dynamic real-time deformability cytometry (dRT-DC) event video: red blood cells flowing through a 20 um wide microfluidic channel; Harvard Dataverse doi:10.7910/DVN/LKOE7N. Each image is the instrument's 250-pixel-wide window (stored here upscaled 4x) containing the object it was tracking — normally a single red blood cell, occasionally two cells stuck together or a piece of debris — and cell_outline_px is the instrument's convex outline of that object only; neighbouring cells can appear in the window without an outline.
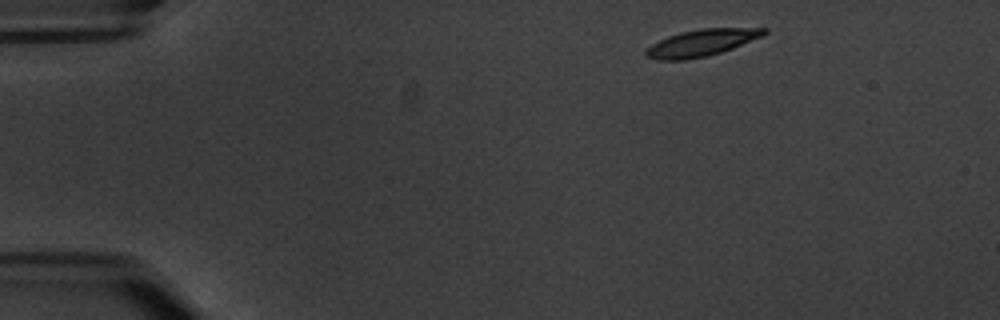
{"species": "common noctule bat (a hibernating species)", "species_latin": "Nyctalus noctula", "temperature_condition": "warm", "stored_images_in_passage": 3, "camera_frame_rate_fps": 3000, "um_per_image_px": 0.085, "animal": {"sex": "male", "body_mass_g": 20.1, "forearm_length_mm": 53.5}, "frame": {"image": 1, "passage_image": 1, "time_ms": 0.0, "image_size_px": [1000, 320], "cell_outline_px": [[768, 32], [764, 36], [732, 48], [708, 56], [684, 60], [656, 60], [644, 56], [644, 52], [652, 44], [668, 36], [680, 32], [700, 28], [768, 28]], "centroid_in_image_um": [59.63, 3.64], "position_along_channel_um": 25.4, "area_um2": 18.5}}